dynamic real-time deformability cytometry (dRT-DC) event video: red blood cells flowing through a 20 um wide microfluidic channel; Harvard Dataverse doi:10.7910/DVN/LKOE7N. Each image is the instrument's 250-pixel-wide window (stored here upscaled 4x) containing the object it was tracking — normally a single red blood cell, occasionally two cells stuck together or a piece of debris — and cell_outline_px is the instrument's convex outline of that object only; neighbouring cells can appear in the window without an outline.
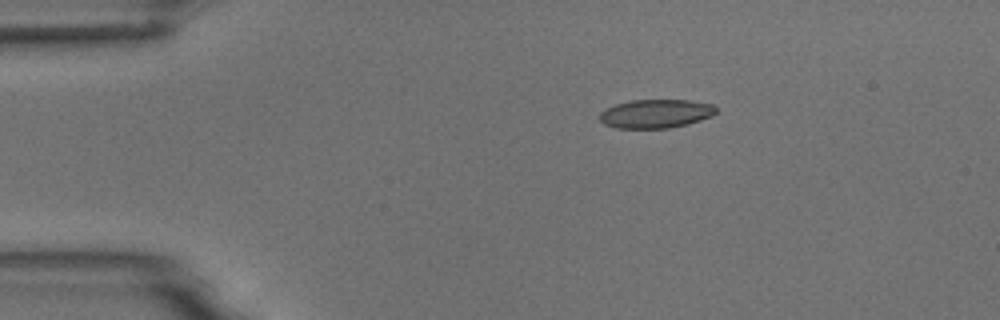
{"species": "common noctule bat (a hibernating species)", "species_latin": "Nyctalus noctula", "temperature_condition": "room temperature", "stored_images_in_passage": 6, "camera_frame_rate_fps": 3000, "um_per_image_px": 0.085, "animal": {"sex": "male", "body_mass_g": 18.8}, "frame": {"image": 1, "passage_image": 6, "time_ms": 5.667, "image_size_px": [1000, 320], "cell_outline_px": [[716, 112], [712, 116], [688, 124], [668, 128], [616, 128], [604, 124], [600, 120], [600, 112], [616, 104], [632, 100], [688, 100], [716, 104]], "centroid_in_image_um": [55.77, 9.66], "position_along_channel_um": 29.2, "area_um2": 19.48}}